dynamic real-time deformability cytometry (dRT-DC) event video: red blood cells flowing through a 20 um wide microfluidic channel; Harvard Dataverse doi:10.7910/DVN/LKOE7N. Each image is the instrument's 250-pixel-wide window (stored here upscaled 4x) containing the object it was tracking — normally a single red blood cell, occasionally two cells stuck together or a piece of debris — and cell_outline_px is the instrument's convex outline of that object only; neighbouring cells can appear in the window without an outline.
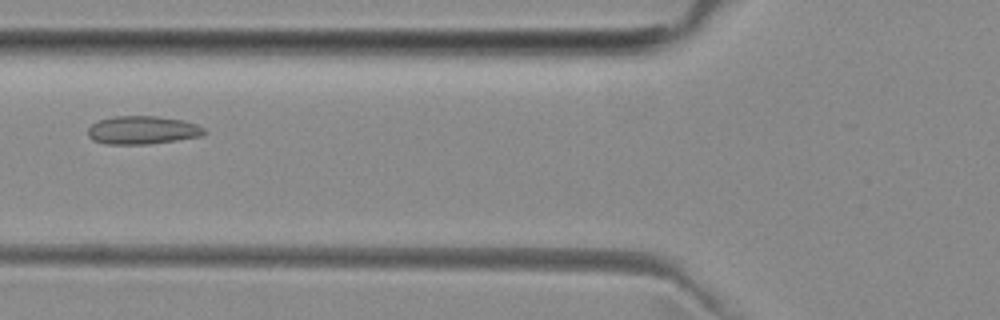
{"species": "common noctule bat (a hibernating species)", "species_latin": "Nyctalus noctula", "temperature_condition": "room temperature", "stored_images_in_passage": 8, "camera_frame_rate_fps": 3000, "um_per_image_px": 0.085, "animal": {"sex": "female", "body_mass_g": 29.2, "forearm_length_mm": 56.3}, "frame": {"image": 1, "passage_image": 6, "time_ms": 6.333, "image_size_px": [1000, 320], "cell_outline_px": [[208, 132], [200, 136], [176, 140], [148, 144], [104, 144], [92, 140], [88, 136], [88, 128], [92, 124], [100, 120], [112, 116], [156, 116], [184, 120], [196, 124], [204, 128]], "centroid_in_image_um": [12.1, 11.06], "position_along_channel_um": 113.7, "area_um2": 19.19}}
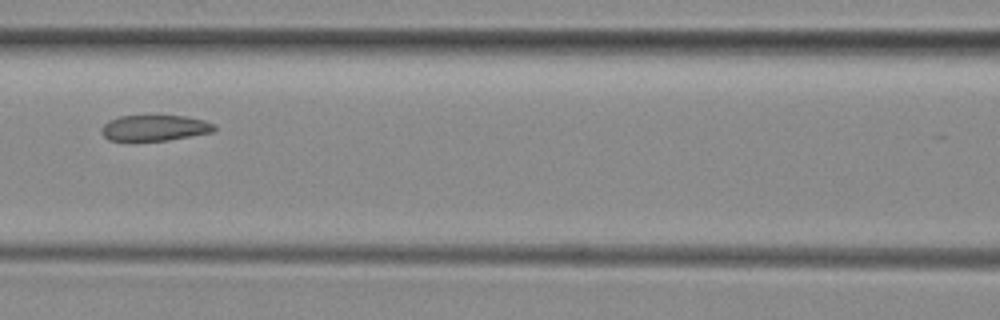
{"frame": {"image": 2, "passage_image": 7, "time_ms": 7.333, "image_size_px": [1000, 320], "cell_outline_px": [[216, 132], [168, 140], [108, 140], [100, 132], [100, 128], [108, 120], [120, 116], [184, 116], [204, 120], [216, 124]], "centroid_in_image_um": [13.18, 10.87], "position_along_channel_um": 153.4, "area_um2": 17.05}}
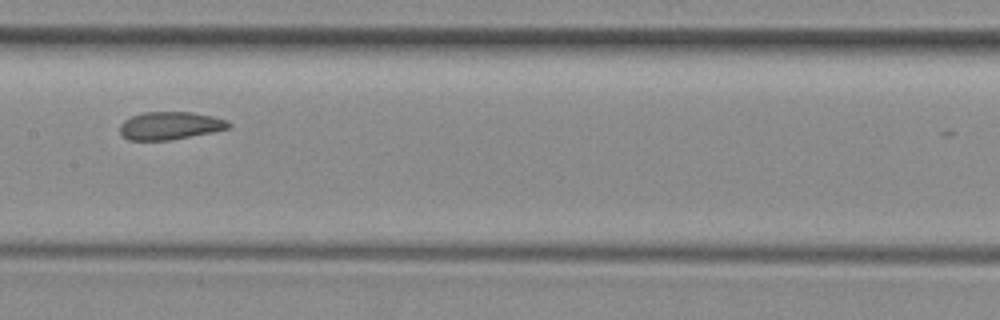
{"frame": {"image": 3, "passage_image": 8, "time_ms": 8.333, "image_size_px": [1000, 320], "cell_outline_px": [[232, 128], [172, 140], [128, 140], [120, 132], [120, 124], [124, 120], [132, 116], [144, 112], [192, 112], [212, 116], [228, 120], [232, 124]], "centroid_in_image_um": [14.49, 10.68], "position_along_channel_um": 192.9, "area_um2": 17.74}}